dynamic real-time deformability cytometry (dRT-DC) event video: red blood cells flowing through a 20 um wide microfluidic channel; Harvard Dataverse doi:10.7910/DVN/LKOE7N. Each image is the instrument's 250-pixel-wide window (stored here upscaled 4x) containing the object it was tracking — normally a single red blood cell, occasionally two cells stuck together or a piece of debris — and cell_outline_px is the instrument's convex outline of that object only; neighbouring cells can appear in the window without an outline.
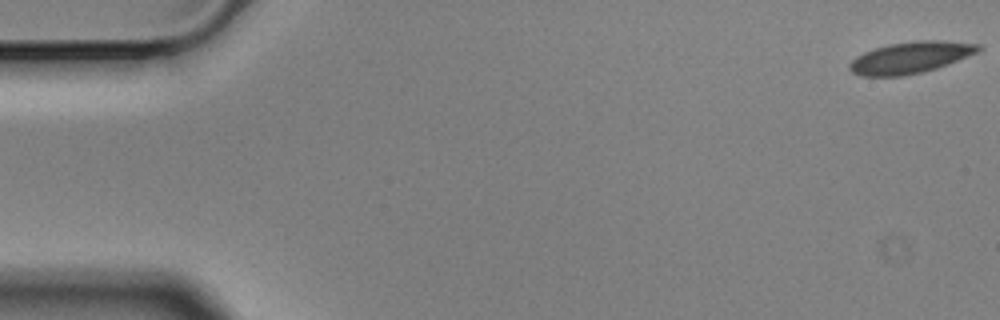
{"species": "Egyptian fruit bat (a non-hibernating species)", "species_latin": "Rousettus aegyptiacus", "temperature_condition": "cold", "stored_images_in_passage": 51, "camera_frame_rate_fps": 3000, "um_per_image_px": 0.085, "animal": {"sex": "male"}, "frame": {"image": 1, "passage_image": 1, "time_ms": 0.0, "image_size_px": [1000, 320], "cell_outline_px": [[984, 48], [976, 52], [936, 68], [924, 72], [904, 76], [860, 76], [852, 72], [848, 68], [848, 64], [856, 56], [864, 52], [888, 44], [916, 40], [944, 40], [980, 44]], "centroid_in_image_um": [77.36, 4.88], "position_along_channel_um": 7.6, "area_um2": 23.7}}
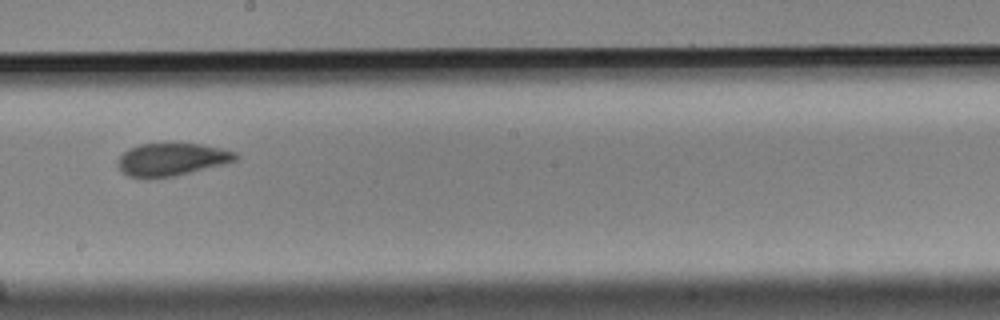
{"frame": {"image": 2, "passage_image": 32, "time_ms": 10.333, "image_size_px": [1000, 320], "cell_outline_px": [[240, 156], [236, 160], [172, 176], [128, 176], [116, 164], [120, 156], [128, 148], [140, 144], [200, 144], [220, 148], [236, 152]], "centroid_in_image_um": [14.58, 13.52], "position_along_channel_um": 233.6, "area_um2": 21.56}}
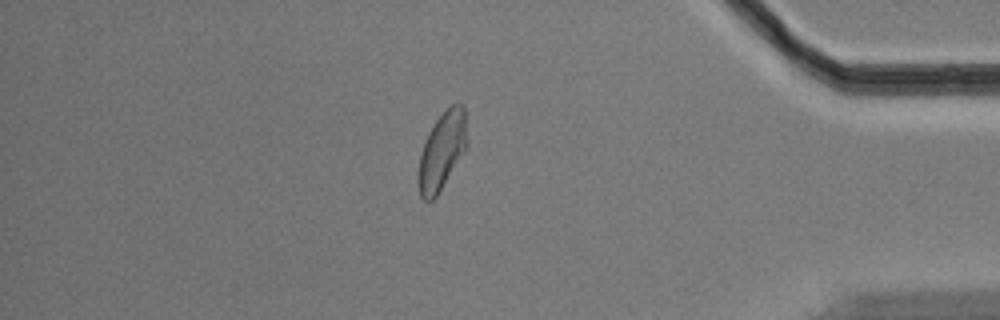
{"frame": {"image": 3, "passage_image": 49, "time_ms": 16.0, "image_size_px": [1000, 320], "cell_outline_px": [[468, 148], [436, 196], [432, 200], [424, 200], [420, 196], [416, 180], [420, 156], [428, 132], [436, 120], [456, 100], [464, 104], [468, 144]], "centroid_in_image_um": [37.59, 12.81], "position_along_channel_um": 397.6, "area_um2": 22.37}, "authors_computed_cell_mechanics": {"area_um2": 23.2356, "velocity_mm_per_s": 3.5018, "shape_relaxation_time_tau1_ms": 7.474, "shape_relaxation_time_tau2_ms": 1.4875, "deformation_change_tau1": 0.1589, "deformation_change_tau2": 0.0417}}